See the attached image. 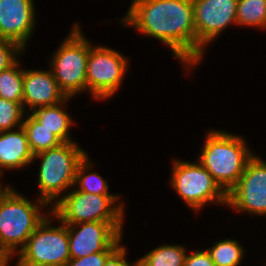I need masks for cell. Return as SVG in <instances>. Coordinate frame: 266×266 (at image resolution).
<instances>
[{
    "mask_svg": "<svg viewBox=\"0 0 266 266\" xmlns=\"http://www.w3.org/2000/svg\"><path fill=\"white\" fill-rule=\"evenodd\" d=\"M132 1L121 22L167 44L187 69L194 67L196 30L192 0Z\"/></svg>",
    "mask_w": 266,
    "mask_h": 266,
    "instance_id": "6da1fadb",
    "label": "cell"
},
{
    "mask_svg": "<svg viewBox=\"0 0 266 266\" xmlns=\"http://www.w3.org/2000/svg\"><path fill=\"white\" fill-rule=\"evenodd\" d=\"M206 137L198 161L227 194L238 183L254 154L240 136L210 130Z\"/></svg>",
    "mask_w": 266,
    "mask_h": 266,
    "instance_id": "7a4b0ae2",
    "label": "cell"
},
{
    "mask_svg": "<svg viewBox=\"0 0 266 266\" xmlns=\"http://www.w3.org/2000/svg\"><path fill=\"white\" fill-rule=\"evenodd\" d=\"M38 203L34 204L11 187L1 196L0 251L12 257L17 253L18 245L21 249L25 246L28 238L46 218L40 210L49 205L40 198Z\"/></svg>",
    "mask_w": 266,
    "mask_h": 266,
    "instance_id": "3957f363",
    "label": "cell"
},
{
    "mask_svg": "<svg viewBox=\"0 0 266 266\" xmlns=\"http://www.w3.org/2000/svg\"><path fill=\"white\" fill-rule=\"evenodd\" d=\"M86 155L73 141L34 155L33 159L42 160L38 176L40 199L51 206L53 200L57 203L60 193L74 185L77 167Z\"/></svg>",
    "mask_w": 266,
    "mask_h": 266,
    "instance_id": "277c9868",
    "label": "cell"
},
{
    "mask_svg": "<svg viewBox=\"0 0 266 266\" xmlns=\"http://www.w3.org/2000/svg\"><path fill=\"white\" fill-rule=\"evenodd\" d=\"M57 203L52 206L51 214L64 224H77L81 222H122L123 203L115 204L119 199L117 195H98L83 191L71 190L60 196Z\"/></svg>",
    "mask_w": 266,
    "mask_h": 266,
    "instance_id": "5b68a950",
    "label": "cell"
},
{
    "mask_svg": "<svg viewBox=\"0 0 266 266\" xmlns=\"http://www.w3.org/2000/svg\"><path fill=\"white\" fill-rule=\"evenodd\" d=\"M90 42L75 23L72 32L53 55L51 70L66 97L86 90V67Z\"/></svg>",
    "mask_w": 266,
    "mask_h": 266,
    "instance_id": "8992f818",
    "label": "cell"
},
{
    "mask_svg": "<svg viewBox=\"0 0 266 266\" xmlns=\"http://www.w3.org/2000/svg\"><path fill=\"white\" fill-rule=\"evenodd\" d=\"M171 185L189 207L199 211L206 203L227 204V194L198 162H173Z\"/></svg>",
    "mask_w": 266,
    "mask_h": 266,
    "instance_id": "52a82bcc",
    "label": "cell"
},
{
    "mask_svg": "<svg viewBox=\"0 0 266 266\" xmlns=\"http://www.w3.org/2000/svg\"><path fill=\"white\" fill-rule=\"evenodd\" d=\"M92 47L87 59L86 90L95 99L110 98L121 86L127 72V59L118 51L102 47Z\"/></svg>",
    "mask_w": 266,
    "mask_h": 266,
    "instance_id": "ba28073f",
    "label": "cell"
},
{
    "mask_svg": "<svg viewBox=\"0 0 266 266\" xmlns=\"http://www.w3.org/2000/svg\"><path fill=\"white\" fill-rule=\"evenodd\" d=\"M49 218L34 230L19 255L31 263L44 266H66L69 261V241L67 225L51 227Z\"/></svg>",
    "mask_w": 266,
    "mask_h": 266,
    "instance_id": "9c48e42d",
    "label": "cell"
},
{
    "mask_svg": "<svg viewBox=\"0 0 266 266\" xmlns=\"http://www.w3.org/2000/svg\"><path fill=\"white\" fill-rule=\"evenodd\" d=\"M122 224L99 221L66 224L70 257L83 258L100 251H115L121 243Z\"/></svg>",
    "mask_w": 266,
    "mask_h": 266,
    "instance_id": "30bf717a",
    "label": "cell"
},
{
    "mask_svg": "<svg viewBox=\"0 0 266 266\" xmlns=\"http://www.w3.org/2000/svg\"><path fill=\"white\" fill-rule=\"evenodd\" d=\"M196 30V64H199L204 46L221 34L227 25L236 23L238 0H192Z\"/></svg>",
    "mask_w": 266,
    "mask_h": 266,
    "instance_id": "8fae6325",
    "label": "cell"
},
{
    "mask_svg": "<svg viewBox=\"0 0 266 266\" xmlns=\"http://www.w3.org/2000/svg\"><path fill=\"white\" fill-rule=\"evenodd\" d=\"M239 211L266 215V162L253 155L238 183L227 193L226 206Z\"/></svg>",
    "mask_w": 266,
    "mask_h": 266,
    "instance_id": "7c38bea8",
    "label": "cell"
},
{
    "mask_svg": "<svg viewBox=\"0 0 266 266\" xmlns=\"http://www.w3.org/2000/svg\"><path fill=\"white\" fill-rule=\"evenodd\" d=\"M33 0H0V38L25 49L35 26Z\"/></svg>",
    "mask_w": 266,
    "mask_h": 266,
    "instance_id": "4fadbf2b",
    "label": "cell"
},
{
    "mask_svg": "<svg viewBox=\"0 0 266 266\" xmlns=\"http://www.w3.org/2000/svg\"><path fill=\"white\" fill-rule=\"evenodd\" d=\"M66 95L61 91L52 70H25L23 77V108L30 111L63 102Z\"/></svg>",
    "mask_w": 266,
    "mask_h": 266,
    "instance_id": "5bb4252c",
    "label": "cell"
},
{
    "mask_svg": "<svg viewBox=\"0 0 266 266\" xmlns=\"http://www.w3.org/2000/svg\"><path fill=\"white\" fill-rule=\"evenodd\" d=\"M23 127L0 132V173L2 169H18L34 161Z\"/></svg>",
    "mask_w": 266,
    "mask_h": 266,
    "instance_id": "9a60e30c",
    "label": "cell"
},
{
    "mask_svg": "<svg viewBox=\"0 0 266 266\" xmlns=\"http://www.w3.org/2000/svg\"><path fill=\"white\" fill-rule=\"evenodd\" d=\"M68 99L71 98L67 97L63 102L55 105L36 108L31 114L40 124H43V127L55 134L62 142H71L68 134L73 121L68 113L62 109V105Z\"/></svg>",
    "mask_w": 266,
    "mask_h": 266,
    "instance_id": "2e32d148",
    "label": "cell"
},
{
    "mask_svg": "<svg viewBox=\"0 0 266 266\" xmlns=\"http://www.w3.org/2000/svg\"><path fill=\"white\" fill-rule=\"evenodd\" d=\"M22 127L26 132L29 148L33 155L62 143L55 134L43 127V124H40L32 115L23 121Z\"/></svg>",
    "mask_w": 266,
    "mask_h": 266,
    "instance_id": "e0dca14e",
    "label": "cell"
},
{
    "mask_svg": "<svg viewBox=\"0 0 266 266\" xmlns=\"http://www.w3.org/2000/svg\"><path fill=\"white\" fill-rule=\"evenodd\" d=\"M186 250L179 245L159 246L139 258L138 266H184Z\"/></svg>",
    "mask_w": 266,
    "mask_h": 266,
    "instance_id": "ac0fdd59",
    "label": "cell"
},
{
    "mask_svg": "<svg viewBox=\"0 0 266 266\" xmlns=\"http://www.w3.org/2000/svg\"><path fill=\"white\" fill-rule=\"evenodd\" d=\"M18 64L19 60L0 72V98L22 103L24 70Z\"/></svg>",
    "mask_w": 266,
    "mask_h": 266,
    "instance_id": "d6986e66",
    "label": "cell"
},
{
    "mask_svg": "<svg viewBox=\"0 0 266 266\" xmlns=\"http://www.w3.org/2000/svg\"><path fill=\"white\" fill-rule=\"evenodd\" d=\"M237 25L266 28V0H238Z\"/></svg>",
    "mask_w": 266,
    "mask_h": 266,
    "instance_id": "ffe728a7",
    "label": "cell"
},
{
    "mask_svg": "<svg viewBox=\"0 0 266 266\" xmlns=\"http://www.w3.org/2000/svg\"><path fill=\"white\" fill-rule=\"evenodd\" d=\"M91 166L92 164L89 162V157L86 155V157L79 163L76 170L74 185H79V188L75 187V189L98 195H113L111 193L109 194V186L99 174L93 172L85 175V172L88 171Z\"/></svg>",
    "mask_w": 266,
    "mask_h": 266,
    "instance_id": "44dd1931",
    "label": "cell"
},
{
    "mask_svg": "<svg viewBox=\"0 0 266 266\" xmlns=\"http://www.w3.org/2000/svg\"><path fill=\"white\" fill-rule=\"evenodd\" d=\"M215 266H238L244 254V249L239 242L231 239L215 242L214 246L208 248Z\"/></svg>",
    "mask_w": 266,
    "mask_h": 266,
    "instance_id": "7402d4cb",
    "label": "cell"
},
{
    "mask_svg": "<svg viewBox=\"0 0 266 266\" xmlns=\"http://www.w3.org/2000/svg\"><path fill=\"white\" fill-rule=\"evenodd\" d=\"M23 103L0 98V132L21 127L24 113Z\"/></svg>",
    "mask_w": 266,
    "mask_h": 266,
    "instance_id": "603a6c76",
    "label": "cell"
},
{
    "mask_svg": "<svg viewBox=\"0 0 266 266\" xmlns=\"http://www.w3.org/2000/svg\"><path fill=\"white\" fill-rule=\"evenodd\" d=\"M17 43L0 38V72L12 66L16 61V55L23 52Z\"/></svg>",
    "mask_w": 266,
    "mask_h": 266,
    "instance_id": "cb8c5ba5",
    "label": "cell"
},
{
    "mask_svg": "<svg viewBox=\"0 0 266 266\" xmlns=\"http://www.w3.org/2000/svg\"><path fill=\"white\" fill-rule=\"evenodd\" d=\"M114 251H100L83 258H70L66 266H104L106 259Z\"/></svg>",
    "mask_w": 266,
    "mask_h": 266,
    "instance_id": "d4e9b609",
    "label": "cell"
},
{
    "mask_svg": "<svg viewBox=\"0 0 266 266\" xmlns=\"http://www.w3.org/2000/svg\"><path fill=\"white\" fill-rule=\"evenodd\" d=\"M184 266H215L207 250L186 255Z\"/></svg>",
    "mask_w": 266,
    "mask_h": 266,
    "instance_id": "484cf974",
    "label": "cell"
},
{
    "mask_svg": "<svg viewBox=\"0 0 266 266\" xmlns=\"http://www.w3.org/2000/svg\"><path fill=\"white\" fill-rule=\"evenodd\" d=\"M126 249L120 245L107 259L104 266H138V261L128 263L125 259Z\"/></svg>",
    "mask_w": 266,
    "mask_h": 266,
    "instance_id": "4316f807",
    "label": "cell"
},
{
    "mask_svg": "<svg viewBox=\"0 0 266 266\" xmlns=\"http://www.w3.org/2000/svg\"><path fill=\"white\" fill-rule=\"evenodd\" d=\"M11 256L6 252L0 251V266H7Z\"/></svg>",
    "mask_w": 266,
    "mask_h": 266,
    "instance_id": "83f0119b",
    "label": "cell"
},
{
    "mask_svg": "<svg viewBox=\"0 0 266 266\" xmlns=\"http://www.w3.org/2000/svg\"><path fill=\"white\" fill-rule=\"evenodd\" d=\"M16 265L17 266H44V265L35 264V263H31L27 260H24L20 255H19L18 262Z\"/></svg>",
    "mask_w": 266,
    "mask_h": 266,
    "instance_id": "f1b7e54d",
    "label": "cell"
},
{
    "mask_svg": "<svg viewBox=\"0 0 266 266\" xmlns=\"http://www.w3.org/2000/svg\"><path fill=\"white\" fill-rule=\"evenodd\" d=\"M2 174L0 173V176H1ZM9 187L10 186H6L5 188H3L2 186H1V182H0V198H1V196L9 189Z\"/></svg>",
    "mask_w": 266,
    "mask_h": 266,
    "instance_id": "f546056e",
    "label": "cell"
}]
</instances>
